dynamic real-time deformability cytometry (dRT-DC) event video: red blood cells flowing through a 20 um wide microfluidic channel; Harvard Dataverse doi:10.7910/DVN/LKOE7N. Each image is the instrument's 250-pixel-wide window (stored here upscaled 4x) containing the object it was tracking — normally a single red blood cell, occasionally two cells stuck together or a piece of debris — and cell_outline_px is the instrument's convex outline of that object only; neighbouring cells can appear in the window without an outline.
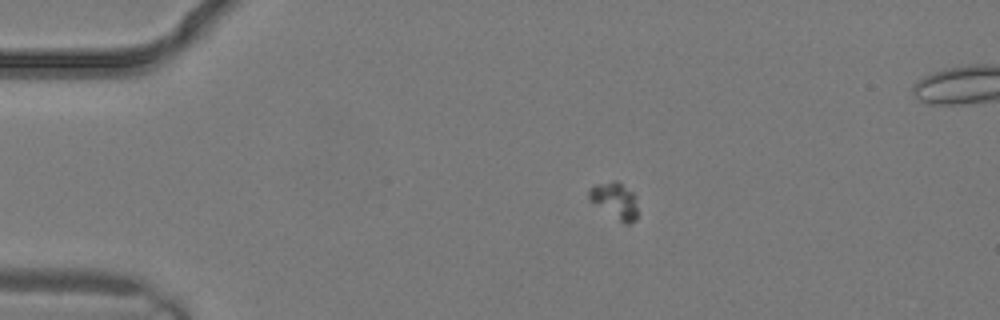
{"species": "common noctule bat (a hibernating species)", "species_latin": "Nyctalus noctula", "temperature_condition": "warm", "stored_images_in_passage": 4, "camera_frame_rate_fps": 3000, "um_per_image_px": 0.085, "animal": {"sex": "male", "body_mass_g": 19.2, "forearm_length_mm": 51.8}, "frame": {"image": 1, "passage_image": 3, "time_ms": 0.667, "image_size_px": [1000, 320], "cell_outline_px": [[636, 220], [628, 224], [624, 224], [588, 200], [588, 192], [596, 184], [612, 180], [616, 180], [632, 192], [636, 208]], "centroid_in_image_um": [52.22, 17.05], "position_along_channel_um": 32.8, "area_um2": 10.06}}